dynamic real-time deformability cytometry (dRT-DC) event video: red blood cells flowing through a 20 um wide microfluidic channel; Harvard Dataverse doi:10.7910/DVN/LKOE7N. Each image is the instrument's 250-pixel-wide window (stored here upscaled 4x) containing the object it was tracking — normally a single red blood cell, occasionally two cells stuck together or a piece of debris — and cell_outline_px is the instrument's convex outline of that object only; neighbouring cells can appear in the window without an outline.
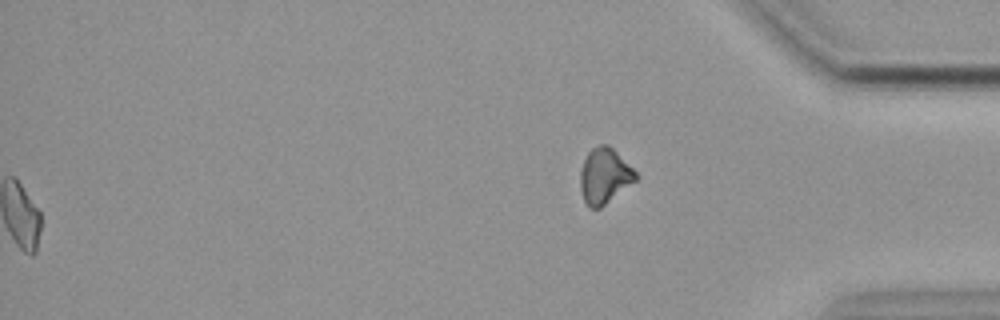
{"species": "common noctule bat (a hibernating species)", "species_latin": "Nyctalus noctula", "temperature_condition": "cold", "stored_images_in_passage": 56, "segment_of_instrument_passage": [2, 2], "camera_frame_rate_fps": 3000, "um_per_image_px": 0.085, "animal": {"sex": "female", "body_mass_g": 19.9}, "frame": {"image": 1, "passage_image": 56, "time_ms": 18.333, "image_size_px": [1000, 320], "cell_outline_px": [[636, 180], [600, 208], [592, 208], [584, 200], [580, 188], [580, 172], [584, 160], [588, 152], [592, 148], [600, 144], [608, 144], [636, 172]], "centroid_in_image_um": [51.36, 14.94], "position_along_channel_um": 383.8, "area_um2": 17.51}}